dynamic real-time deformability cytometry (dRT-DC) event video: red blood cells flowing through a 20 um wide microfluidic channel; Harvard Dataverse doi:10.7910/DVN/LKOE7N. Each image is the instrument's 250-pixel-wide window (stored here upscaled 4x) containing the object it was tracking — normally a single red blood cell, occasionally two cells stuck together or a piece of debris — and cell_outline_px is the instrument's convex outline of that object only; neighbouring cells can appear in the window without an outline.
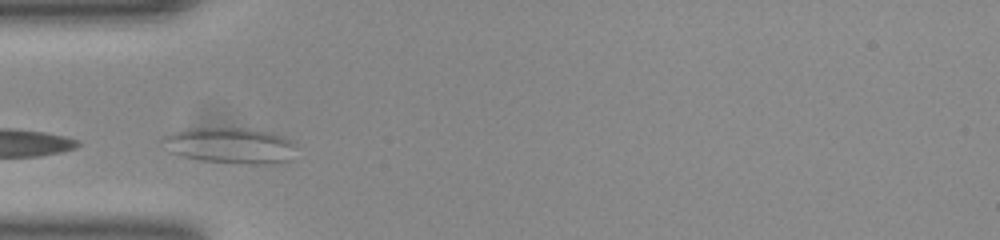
{"species": "common noctule bat (a hibernating species)", "species_latin": "Nyctalus noctula", "temperature_condition": "room temperature", "stored_images_in_passage": 6, "camera_frame_rate_fps": 3000, "um_per_image_px": 0.085, "animal": {"sex": "female", "body_mass_g": 23.0, "forearm_length_mm": 53.4}, "frame": {"image": 1, "passage_image": 4, "time_ms": 1.0, "image_size_px": [1000, 240], "cell_outline_px": [[292, 144], [288, 160], [272, 164], [248, 164], [204, 160], [180, 156], [168, 152], [160, 140], [164, 136], [176, 132], [192, 128], [248, 128], [268, 132], [280, 136], [288, 140]], "centroid_in_image_um": [19.46, 12.37], "position_along_channel_um": 65.5, "area_um2": 27.34}}